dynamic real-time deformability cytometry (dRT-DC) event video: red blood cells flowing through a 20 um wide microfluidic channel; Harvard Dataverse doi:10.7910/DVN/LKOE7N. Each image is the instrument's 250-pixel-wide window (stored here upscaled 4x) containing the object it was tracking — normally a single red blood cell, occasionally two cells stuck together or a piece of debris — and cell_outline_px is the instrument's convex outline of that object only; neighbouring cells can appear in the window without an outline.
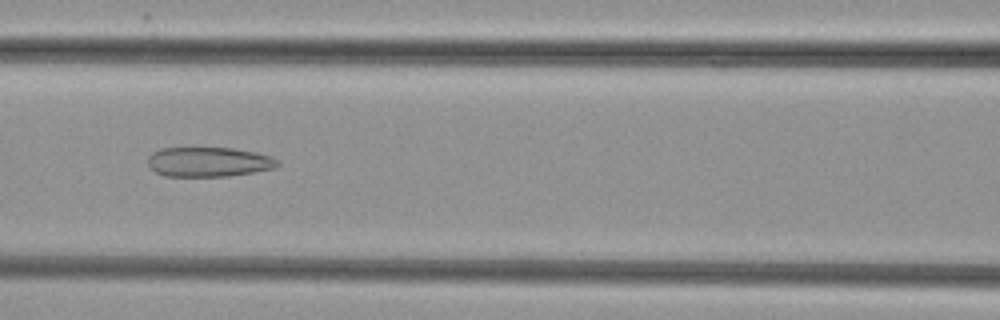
{"species": "common noctule bat (a hibernating species)", "species_latin": "Nyctalus noctula", "temperature_condition": "cold", "stored_images_in_passage": 43, "camera_frame_rate_fps": 3000, "um_per_image_px": 0.085, "animal": {"sex": "female", "body_mass_g": 29.2, "forearm_length_mm": 56.3}, "frame": {"image": 1, "passage_image": 14, "time_ms": 4.333, "image_size_px": [1000, 320], "cell_outline_px": [[280, 164], [276, 168], [228, 176], [164, 176], [156, 172], [148, 164], [148, 156], [152, 152], [160, 148], [232, 148], [256, 152], [272, 156], [280, 160]], "centroid_in_image_um": [17.77, 13.76], "position_along_channel_um": 148.8, "area_um2": 22.54}}
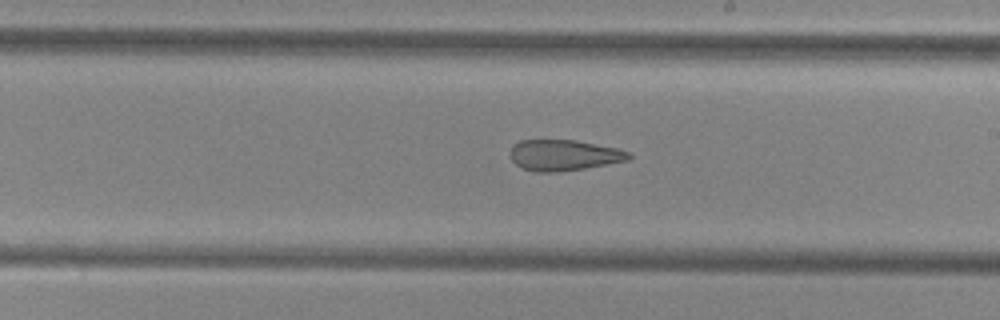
{"frame": {"image": 2, "passage_image": 21, "time_ms": 6.667, "image_size_px": [1000, 320], "cell_outline_px": [[632, 160], [560, 172], [536, 172], [524, 168], [516, 164], [512, 160], [512, 144], [520, 140], [576, 140], [616, 148], [632, 152]], "centroid_in_image_um": [47.99, 13.19], "position_along_channel_um": 241.0, "area_um2": 21.39}}
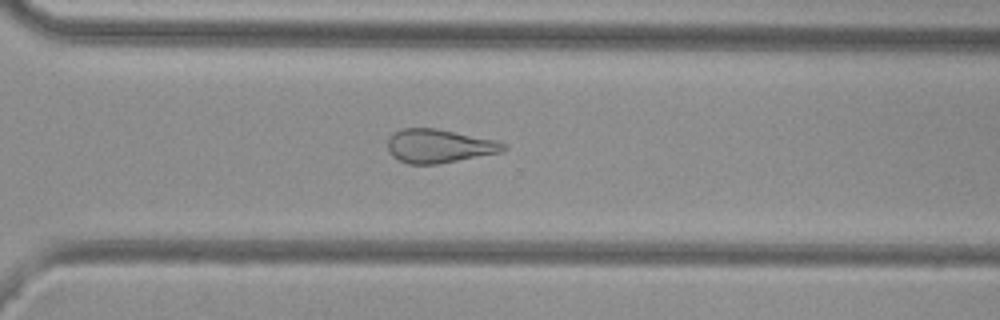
{"frame": {"image": 3, "passage_image": 28, "time_ms": 9.0, "image_size_px": [1000, 320], "cell_outline_px": [[508, 148], [500, 152], [436, 164], [408, 164], [392, 156], [388, 152], [388, 140], [396, 132], [404, 128], [436, 128], [496, 140], [504, 144]], "centroid_in_image_um": [37.31, 12.41], "position_along_channel_um": 333.3, "area_um2": 22.37}}